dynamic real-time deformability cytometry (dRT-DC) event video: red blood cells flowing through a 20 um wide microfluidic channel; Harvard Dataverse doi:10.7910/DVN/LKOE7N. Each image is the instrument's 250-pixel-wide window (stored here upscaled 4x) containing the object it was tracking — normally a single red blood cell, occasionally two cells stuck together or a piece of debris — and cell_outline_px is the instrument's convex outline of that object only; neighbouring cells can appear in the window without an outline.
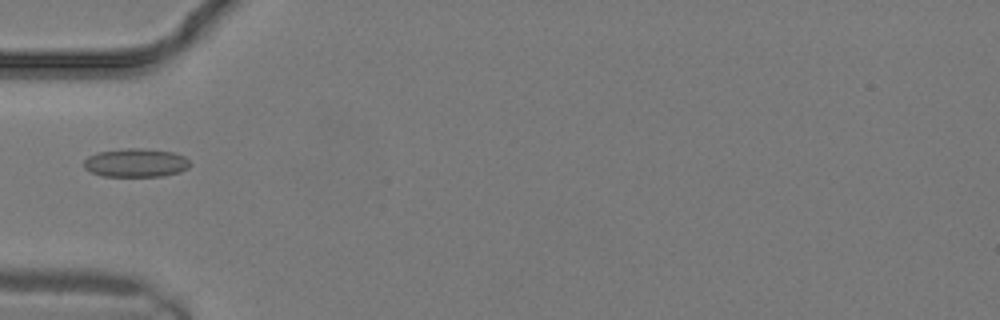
{"species": "common noctule bat (a hibernating species)", "species_latin": "Nyctalus noctula", "temperature_condition": "warm", "stored_images_in_passage": 4, "camera_frame_rate_fps": 3000, "um_per_image_px": 0.085, "animal": {"sex": "male", "body_mass_g": 19.2, "forearm_length_mm": 51.8}, "frame": {"image": 1, "passage_image": 3, "time_ms": 0.667, "image_size_px": [1000, 320], "cell_outline_px": [[192, 164], [188, 168], [180, 172], [164, 176], [104, 176], [92, 172], [84, 168], [84, 160], [88, 156], [100, 152], [128, 148], [140, 148], [172, 152], [184, 156]], "centroid_in_image_um": [11.58, 13.84], "position_along_channel_um": 73.4, "area_um2": 17.57}}